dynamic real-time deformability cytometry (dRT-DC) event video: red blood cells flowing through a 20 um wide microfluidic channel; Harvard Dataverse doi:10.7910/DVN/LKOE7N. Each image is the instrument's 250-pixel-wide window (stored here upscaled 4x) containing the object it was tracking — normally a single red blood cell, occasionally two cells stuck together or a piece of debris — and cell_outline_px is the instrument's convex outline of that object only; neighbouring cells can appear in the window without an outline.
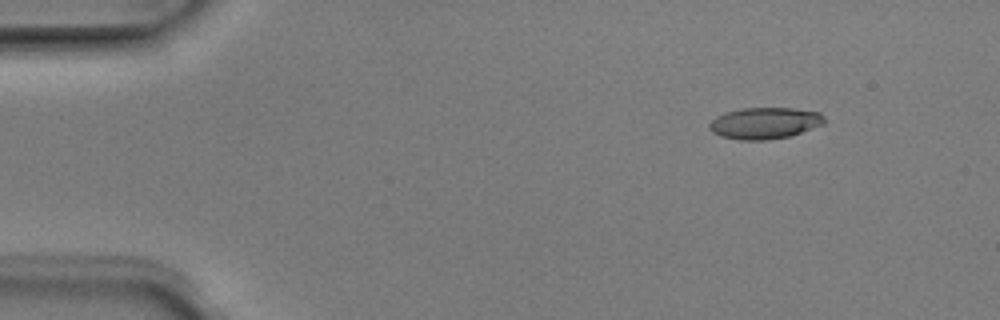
{"species": "Egyptian fruit bat (a non-hibernating species)", "species_latin": "Rousettus aegyptiacus", "temperature_condition": "room temperature", "stored_images_in_passage": 6, "camera_frame_rate_fps": 3000, "um_per_image_px": 0.085, "animal": {"sex": "male"}, "frame": {"image": 1, "passage_image": 1, "time_ms": 0.0, "image_size_px": [1000, 320], "cell_outline_px": [[824, 124], [788, 136], [768, 140], [740, 140], [720, 136], [712, 132], [708, 128], [708, 124], [716, 116], [728, 112], [744, 108], [792, 108], [820, 112], [824, 116]], "centroid_in_image_um": [64.98, 10.47], "position_along_channel_um": 20.0, "area_um2": 20.98}}
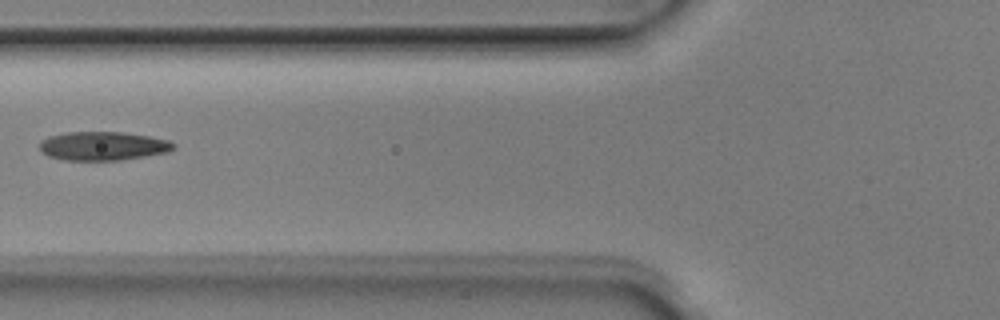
{"frame": {"image": 2, "passage_image": 5, "time_ms": 1.333, "image_size_px": [1000, 320], "cell_outline_px": [[176, 144], [168, 152], [120, 160], [64, 160], [48, 156], [40, 152], [40, 140], [48, 136], [64, 132], [124, 132], [148, 136], [168, 140]], "centroid_in_image_um": [8.69, 12.4], "position_along_channel_um": 117.1, "area_um2": 22.48}}
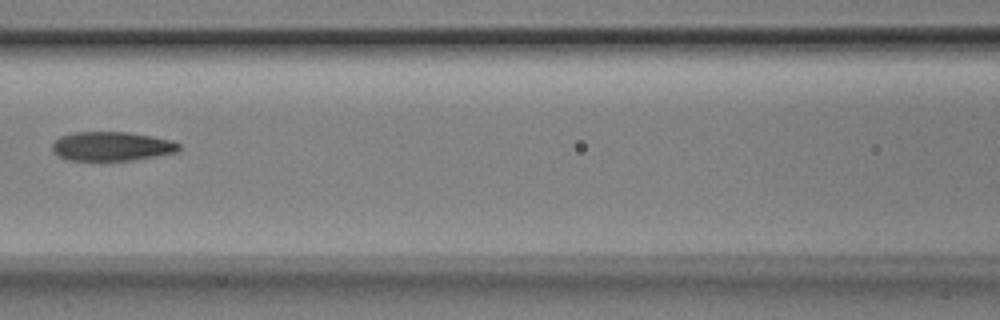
{"frame": {"image": 3, "passage_image": 6, "time_ms": 1.667, "image_size_px": [1000, 320], "cell_outline_px": [[180, 152], [132, 160], [68, 160], [60, 156], [52, 148], [52, 144], [60, 136], [72, 132], [128, 132], [152, 136], [172, 140], [180, 144]], "centroid_in_image_um": [9.54, 12.43], "position_along_channel_um": 157.1, "area_um2": 21.5}}